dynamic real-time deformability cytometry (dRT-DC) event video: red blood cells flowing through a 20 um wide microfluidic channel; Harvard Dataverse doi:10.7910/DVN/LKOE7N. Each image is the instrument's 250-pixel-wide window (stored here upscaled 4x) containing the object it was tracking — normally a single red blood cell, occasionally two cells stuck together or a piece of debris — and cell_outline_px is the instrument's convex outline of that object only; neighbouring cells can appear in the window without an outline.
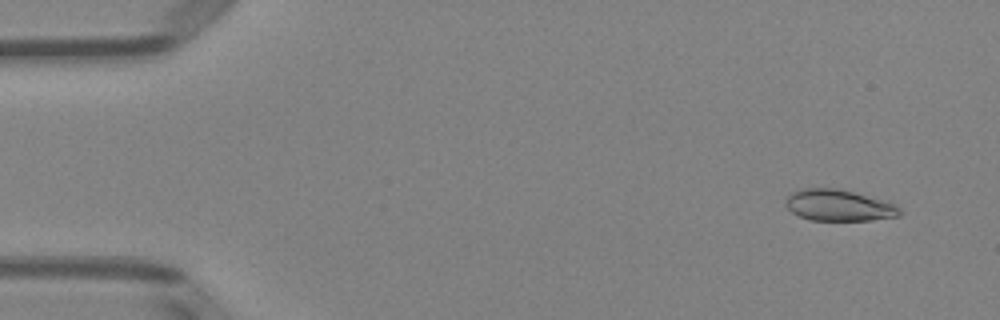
{"species": "Egyptian fruit bat (a non-hibernating species)", "species_latin": "Rousettus aegyptiacus", "temperature_condition": "room temperature", "stored_images_in_passage": 51, "camera_frame_rate_fps": 3000, "um_per_image_px": 0.085, "animal": {"sex": "female"}, "frame": {"image": 1, "passage_image": 4, "time_ms": 1.0, "image_size_px": [1000, 320], "cell_outline_px": [[900, 216], [872, 220], [808, 220], [792, 212], [788, 208], [784, 200], [792, 192], [804, 188], [836, 188], [852, 192], [896, 204], [900, 208]], "centroid_in_image_um": [71.28, 17.46], "position_along_channel_um": 13.7, "area_um2": 20.63}}
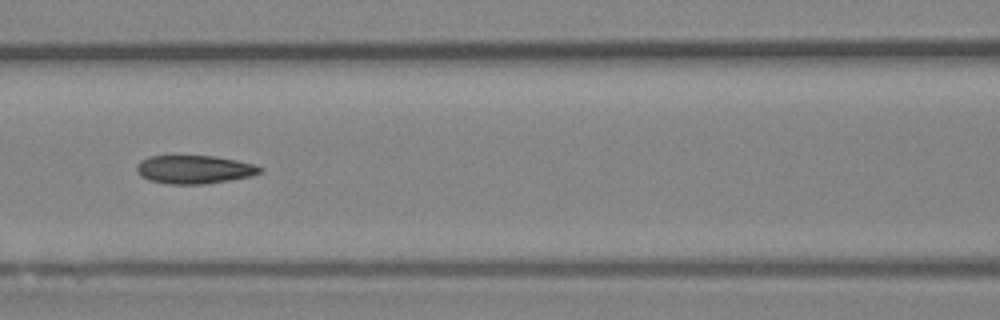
{"frame": {"image": 2, "passage_image": 23, "time_ms": 7.333, "image_size_px": [1000, 320], "cell_outline_px": [[264, 168], [260, 172], [252, 176], [204, 184], [168, 184], [148, 180], [140, 176], [136, 172], [136, 164], [140, 160], [148, 156], [212, 156], [236, 160], [256, 164]], "centroid_in_image_um": [16.48, 14.4], "position_along_channel_um": 150.1, "area_um2": 20.52}}
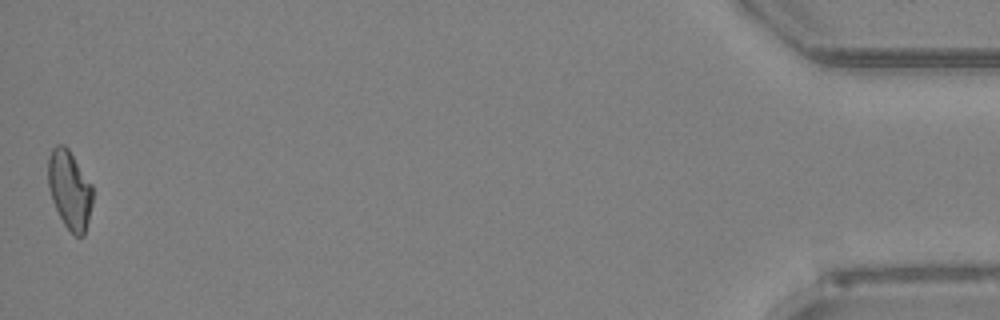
{"frame": {"image": 3, "passage_image": 51, "time_ms": 16.667, "image_size_px": [1000, 320], "cell_outline_px": [[92, 204], [84, 236], [76, 236], [64, 224], [52, 200], [48, 188], [48, 156], [52, 148], [56, 144], [64, 144], [68, 148], [92, 184]], "centroid_in_image_um": [5.91, 16.09], "position_along_channel_um": 429.3, "area_um2": 20.35}, "authors_computed_cell_mechanics": {"area_um2": 20.6346, "velocity_mm_per_s": 3.9975, "shape_relaxation_time_tau1_ms": null, "shape_relaxation_time_tau2_ms": 2.8268, "deformation_change_tau1": null, "deformation_change_tau2": 0.0807}}